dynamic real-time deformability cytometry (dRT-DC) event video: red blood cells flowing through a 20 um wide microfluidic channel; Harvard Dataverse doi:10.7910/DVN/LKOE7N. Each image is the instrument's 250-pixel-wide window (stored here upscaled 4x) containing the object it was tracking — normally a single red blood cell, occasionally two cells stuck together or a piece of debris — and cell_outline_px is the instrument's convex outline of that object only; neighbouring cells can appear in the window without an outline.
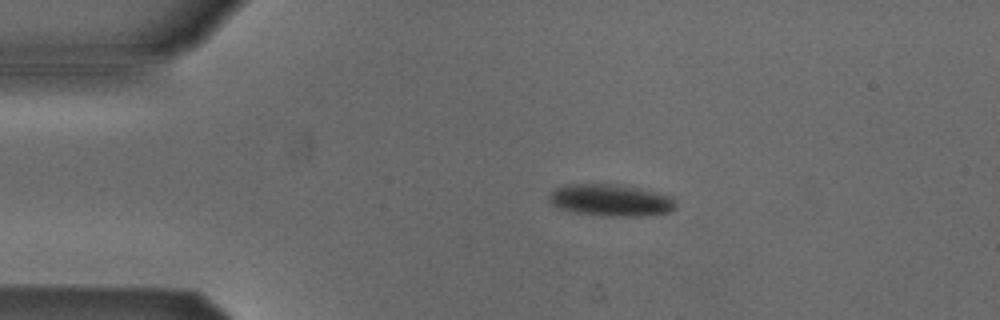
{"species": "Egyptian fruit bat (a non-hibernating species)", "species_latin": "Rousettus aegyptiacus", "temperature_condition": "cold", "stored_images_in_passage": 3, "camera_frame_rate_fps": 3000, "um_per_image_px": 0.085, "animal": {"sex": "male"}, "frame": {"image": 1, "passage_image": 2, "time_ms": 1.333, "image_size_px": [1000, 320], "cell_outline_px": [[676, 208], [668, 212], [648, 216], [600, 216], [572, 212], [556, 208], [548, 204], [548, 196], [556, 188], [568, 184], [616, 184], [636, 188], [672, 196], [676, 204]], "centroid_in_image_um": [51.86, 17.04], "position_along_channel_um": 33.1, "area_um2": 23.81}}